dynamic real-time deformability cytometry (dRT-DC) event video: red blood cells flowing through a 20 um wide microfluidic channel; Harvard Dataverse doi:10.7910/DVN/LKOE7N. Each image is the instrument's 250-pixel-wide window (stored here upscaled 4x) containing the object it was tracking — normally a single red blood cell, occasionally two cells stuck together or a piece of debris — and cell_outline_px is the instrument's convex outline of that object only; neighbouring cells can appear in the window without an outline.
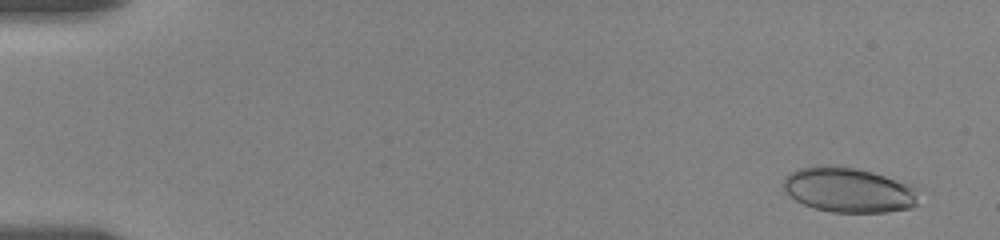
{"species": "human", "species_latin": "Homo sapiens", "temperature_condition": "room temperature", "stored_images_in_passage": 54, "camera_frame_rate_fps": 3000, "um_per_image_px": 0.085, "donor": {"sex": "female"}, "frame": {"image": 1, "passage_image": 3, "time_ms": 0.667, "image_size_px": [1000, 240], "cell_outline_px": [[916, 204], [912, 208], [888, 212], [832, 212], [816, 208], [804, 204], [796, 200], [784, 192], [784, 180], [796, 168], [816, 164], [832, 164], [856, 168], [872, 172], [908, 184], [916, 188]], "centroid_in_image_um": [72.09, 16.13], "position_along_channel_um": 12.9, "area_um2": 35.43}}
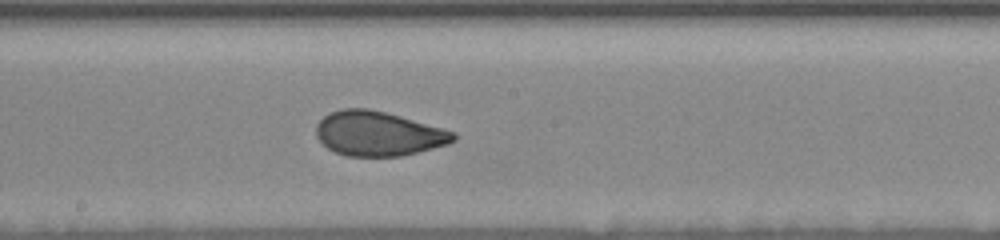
{"frame": {"image": 2, "passage_image": 32, "time_ms": 10.333, "image_size_px": [1000, 240], "cell_outline_px": [[456, 140], [448, 144], [400, 156], [348, 156], [336, 152], [328, 148], [316, 136], [316, 124], [324, 116], [332, 112], [344, 108], [368, 108], [400, 116], [444, 128], [456, 132]], "centroid_in_image_um": [32.17, 11.35], "position_along_channel_um": 216.0, "area_um2": 35.43}}
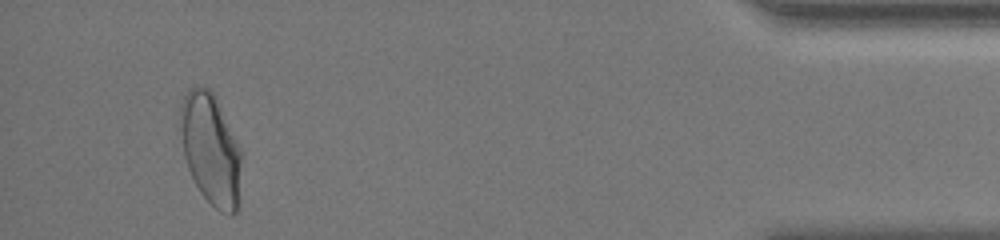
{"frame": {"image": 3, "passage_image": 54, "time_ms": 17.667, "image_size_px": [1000, 240], "cell_outline_px": [[244, 156], [240, 204], [236, 212], [232, 216], [228, 216], [220, 212], [200, 192], [188, 168], [184, 156], [176, 128], [180, 104], [188, 88], [208, 88], [216, 96], [244, 152]], "centroid_in_image_um": [17.94, 12.7], "position_along_channel_um": 417.3, "area_um2": 41.67}, "authors_computed_cell_mechanics": {"area_um2": 35.5759, "velocity_mm_per_s": 3.5454, "shape_relaxation_time_tau1_ms": 6.4444, "shape_relaxation_time_tau2_ms": 0.8048, "deformation_change_tau1": 0.1621, "deformation_change_tau2": 0.0519}}